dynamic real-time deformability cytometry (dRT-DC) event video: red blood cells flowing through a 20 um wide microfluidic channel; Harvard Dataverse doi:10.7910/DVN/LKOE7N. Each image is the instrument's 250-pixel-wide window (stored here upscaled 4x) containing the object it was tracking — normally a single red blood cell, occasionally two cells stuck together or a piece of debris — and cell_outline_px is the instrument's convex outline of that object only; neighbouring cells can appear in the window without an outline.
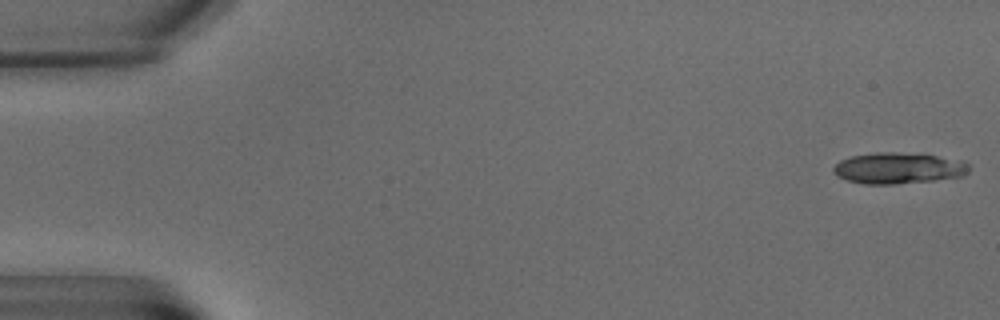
{"species": "common noctule bat (a hibernating species)", "species_latin": "Nyctalus noctula", "temperature_condition": "warm", "stored_images_in_passage": 10, "camera_frame_rate_fps": 3000, "um_per_image_px": 0.085, "animal": {"sex": "male", "body_mass_g": 15.6}, "frame": {"image": 1, "passage_image": 1, "time_ms": 0.0, "image_size_px": [1000, 320], "cell_outline_px": [[968, 172], [960, 176], [932, 180], [892, 184], [864, 184], [848, 180], [836, 176], [832, 172], [832, 168], [840, 160], [852, 156], [876, 152], [896, 152], [936, 156], [964, 160], [968, 164]], "centroid_in_image_um": [76.32, 14.29], "position_along_channel_um": 8.7, "area_um2": 24.39}}